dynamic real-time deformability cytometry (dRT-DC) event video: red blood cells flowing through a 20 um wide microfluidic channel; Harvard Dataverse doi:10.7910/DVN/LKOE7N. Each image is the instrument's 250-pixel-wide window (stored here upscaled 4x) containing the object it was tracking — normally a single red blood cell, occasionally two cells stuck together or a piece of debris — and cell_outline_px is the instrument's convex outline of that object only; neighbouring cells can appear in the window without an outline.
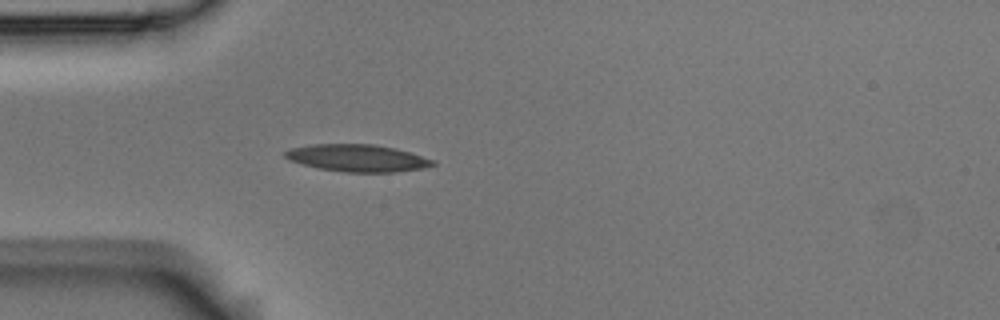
{"species": "Egyptian fruit bat (a non-hibernating species)", "species_latin": "Rousettus aegyptiacus", "temperature_condition": "room temperature", "stored_images_in_passage": 41, "camera_frame_rate_fps": 3000, "um_per_image_px": 0.085, "animal": {"sex": "male"}, "frame": {"image": 1, "passage_image": 1, "time_ms": 0.0, "image_size_px": [1000, 320], "cell_outline_px": [[436, 164], [420, 168], [396, 172], [344, 172], [320, 168], [288, 160], [284, 156], [284, 152], [288, 148], [312, 144], [376, 144], [396, 148], [436, 160]], "centroid_in_image_um": [30.37, 13.42], "position_along_channel_um": 54.6, "area_um2": 23.41}}
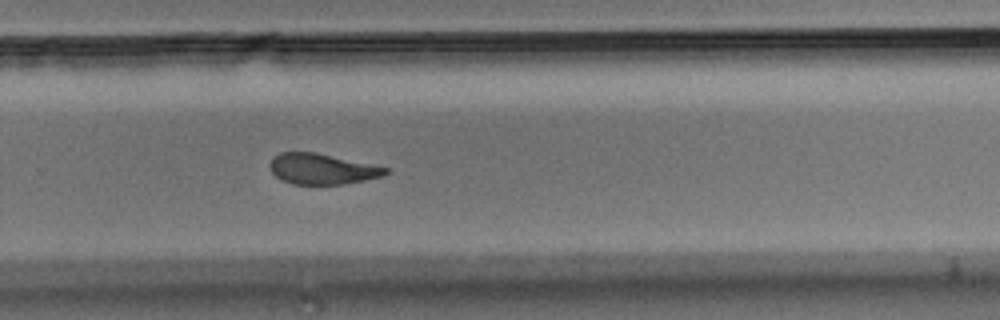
{"frame": {"image": 2, "passage_image": 22, "time_ms": 7.0, "image_size_px": [1000, 320], "cell_outline_px": [[388, 172], [384, 176], [344, 184], [292, 184], [280, 180], [272, 172], [268, 164], [272, 156], [280, 152], [316, 152], [388, 168]], "centroid_in_image_um": [27.32, 14.36], "position_along_channel_um": 302.5, "area_um2": 20.69}}
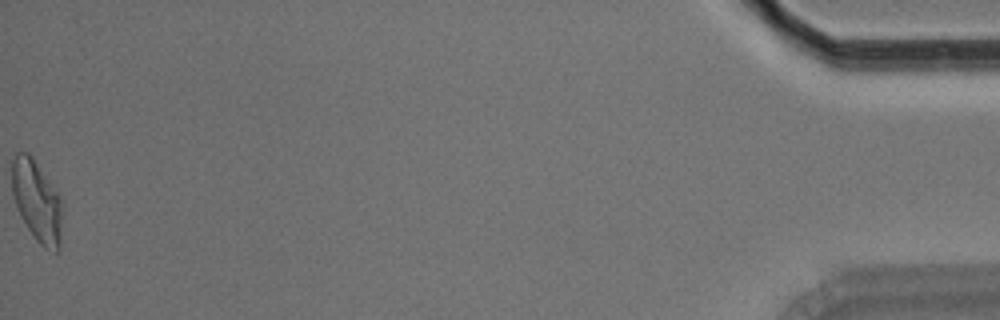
{"frame": {"image": 3, "passage_image": 41, "time_ms": 13.333, "image_size_px": [1000, 320], "cell_outline_px": [[64, 208], [60, 248], [56, 252], [44, 248], [36, 240], [20, 216], [16, 208], [12, 196], [12, 160], [16, 152], [28, 152], [32, 156], [60, 196]], "centroid_in_image_um": [3.16, 17.12], "position_along_channel_um": 432.0, "area_um2": 24.33}, "authors_computed_cell_mechanics": {"area_um2": 22.542, "velocity_mm_per_s": 3.6235, "shape_relaxation_time_tau1_ms": null, "shape_relaxation_time_tau2_ms": 2.7543, "deformation_change_tau1": null, "deformation_change_tau2": 0.1055}}